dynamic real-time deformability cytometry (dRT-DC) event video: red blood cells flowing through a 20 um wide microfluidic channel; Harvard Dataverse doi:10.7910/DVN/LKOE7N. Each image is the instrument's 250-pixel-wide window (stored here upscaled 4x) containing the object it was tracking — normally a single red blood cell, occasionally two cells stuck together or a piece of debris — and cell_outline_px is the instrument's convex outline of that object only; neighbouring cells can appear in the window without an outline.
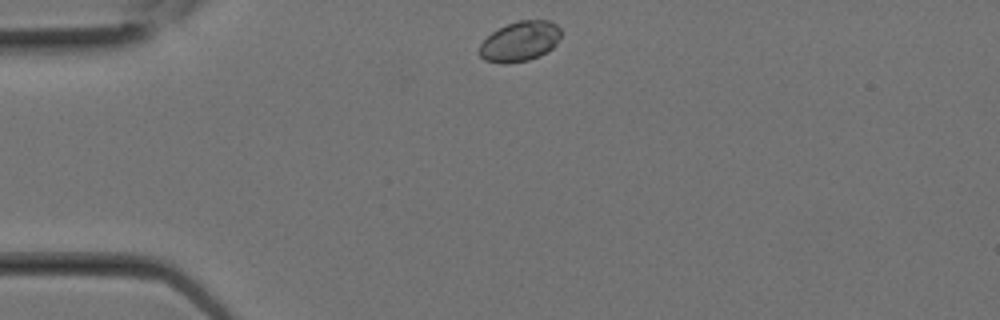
{"species": "Egyptian fruit bat (a non-hibernating species)", "species_latin": "Rousettus aegyptiacus", "temperature_condition": "room temperature", "stored_images_in_passage": 1, "camera_frame_rate_fps": 3000, "um_per_image_px": 0.085, "animal": {"sex": "female"}, "frame": {"image": 1, "passage_image": 1, "time_ms": 0.0, "image_size_px": [1000, 320], "cell_outline_px": [[560, 36], [556, 44], [548, 52], [540, 56], [528, 60], [504, 64], [484, 60], [480, 56], [480, 44], [492, 32], [516, 20], [548, 20], [556, 24], [560, 28]], "centroid_in_image_um": [44.21, 3.52], "position_along_channel_um": 40.8, "area_um2": 19.02}}